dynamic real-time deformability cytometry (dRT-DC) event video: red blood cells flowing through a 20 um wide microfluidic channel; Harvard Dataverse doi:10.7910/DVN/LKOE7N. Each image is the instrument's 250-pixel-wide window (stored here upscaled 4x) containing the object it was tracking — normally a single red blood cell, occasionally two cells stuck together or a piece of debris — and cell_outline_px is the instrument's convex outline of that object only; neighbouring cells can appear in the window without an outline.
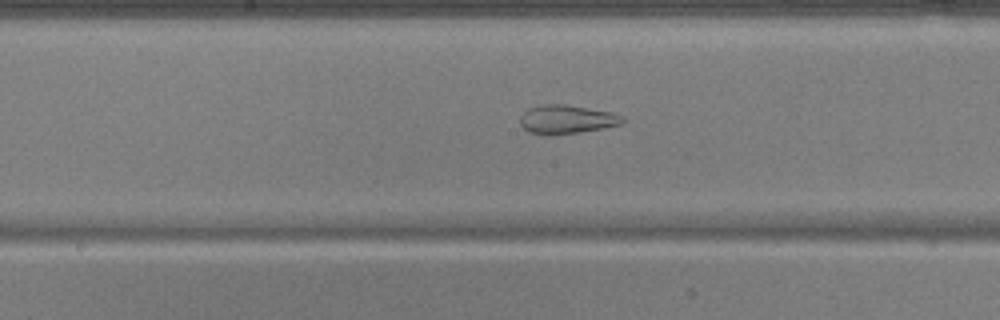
{"species": "common noctule bat (a hibernating species)", "species_latin": "Nyctalus noctula", "temperature_condition": "warm", "stored_images_in_passage": 53, "camera_frame_rate_fps": 3000, "um_per_image_px": 0.085, "animal": {"sex": "male", "body_mass_g": 17.9, "forearm_length_mm": 54.2}, "frame": {"image": 1, "passage_image": 28, "time_ms": 9.0, "image_size_px": [1000, 320], "cell_outline_px": [[624, 124], [604, 128], [580, 132], [552, 136], [544, 136], [528, 132], [520, 124], [520, 116], [528, 108], [540, 104], [564, 104], [612, 112], [624, 116]], "centroid_in_image_um": [48.16, 10.16], "position_along_channel_um": 200.0, "area_um2": 17.57}}
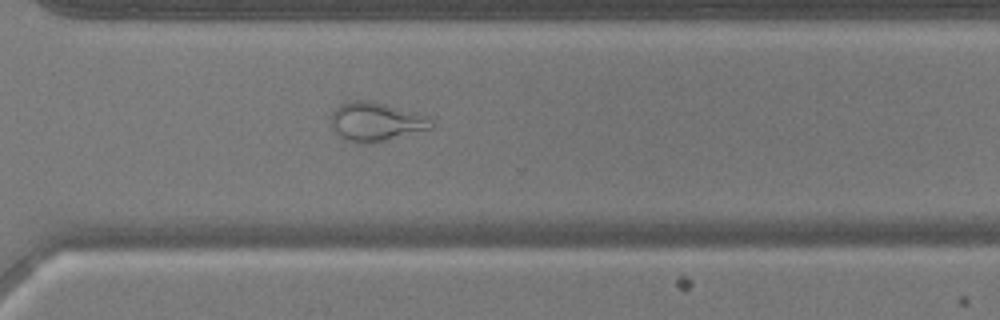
{"frame": {"image": 2, "passage_image": 39, "time_ms": 12.667, "image_size_px": [1000, 320], "cell_outline_px": [[436, 124], [432, 128], [372, 144], [360, 144], [344, 140], [336, 136], [332, 128], [332, 112], [340, 104], [352, 100], [372, 100], [416, 112], [428, 116]], "centroid_in_image_um": [31.95, 10.36], "position_along_channel_um": 338.6, "area_um2": 23.24}}
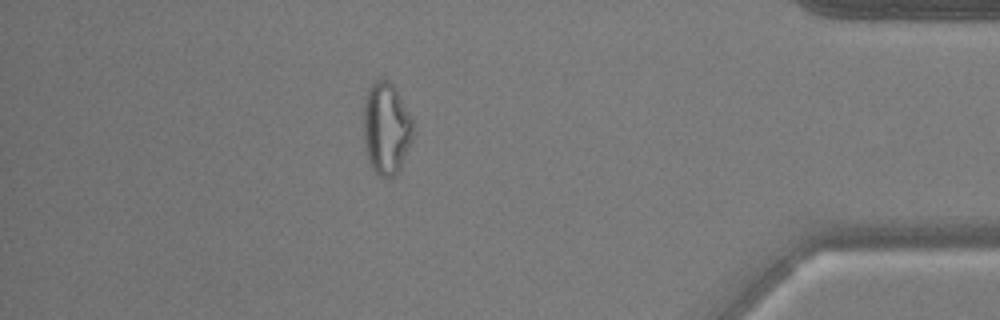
{"frame": {"image": 3, "passage_image": 47, "time_ms": 15.333, "image_size_px": [1000, 320], "cell_outline_px": [[412, 136], [400, 168], [396, 176], [380, 176], [376, 172], [364, 148], [364, 100], [368, 88], [376, 80], [388, 80], [396, 88], [412, 120]], "centroid_in_image_um": [32.81, 10.88], "position_along_channel_um": 402.4, "area_um2": 26.01}, "authors_computed_cell_mechanics": {"area_um2": 25.721, "velocity_mm_per_s": 3.7867, "shape_relaxation_time_tau1_ms": null, "shape_relaxation_time_tau2_ms": 1.3357, "deformation_change_tau1": null, "deformation_change_tau2": 0.1008}}